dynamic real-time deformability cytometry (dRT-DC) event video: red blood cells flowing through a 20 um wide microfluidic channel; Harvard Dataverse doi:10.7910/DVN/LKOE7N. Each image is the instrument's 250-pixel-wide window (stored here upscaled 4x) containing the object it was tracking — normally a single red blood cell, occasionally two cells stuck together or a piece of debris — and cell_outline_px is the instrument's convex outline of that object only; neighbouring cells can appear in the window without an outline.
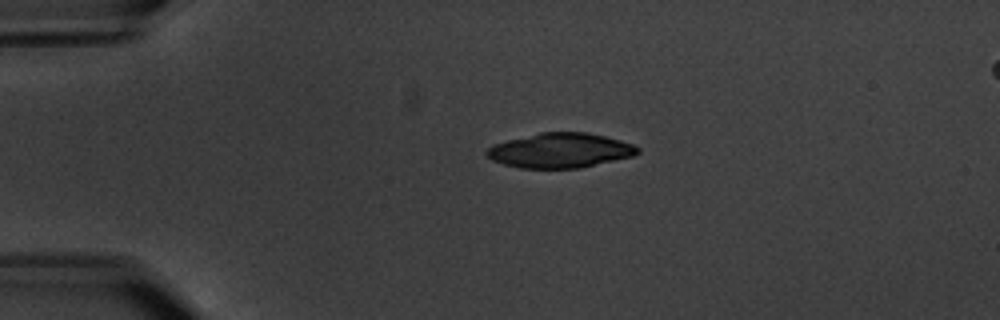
{"species": "common noctule bat (a hibernating species)", "species_latin": "Nyctalus noctula", "temperature_condition": "warm", "stored_images_in_passage": 4, "camera_frame_rate_fps": 3000, "um_per_image_px": 0.085, "animal": {"sex": "male", "body_mass_g": 20.1, "forearm_length_mm": 53.5}, "frame": {"image": 1, "passage_image": 3, "time_ms": 3.333, "image_size_px": [1000, 320], "cell_outline_px": [[640, 152], [632, 156], [580, 168], [520, 168], [504, 164], [492, 160], [484, 152], [492, 144], [540, 132], [588, 132], [620, 140], [632, 144], [640, 148]], "centroid_in_image_um": [47.6, 12.78], "position_along_channel_um": 37.4, "area_um2": 30.46}}